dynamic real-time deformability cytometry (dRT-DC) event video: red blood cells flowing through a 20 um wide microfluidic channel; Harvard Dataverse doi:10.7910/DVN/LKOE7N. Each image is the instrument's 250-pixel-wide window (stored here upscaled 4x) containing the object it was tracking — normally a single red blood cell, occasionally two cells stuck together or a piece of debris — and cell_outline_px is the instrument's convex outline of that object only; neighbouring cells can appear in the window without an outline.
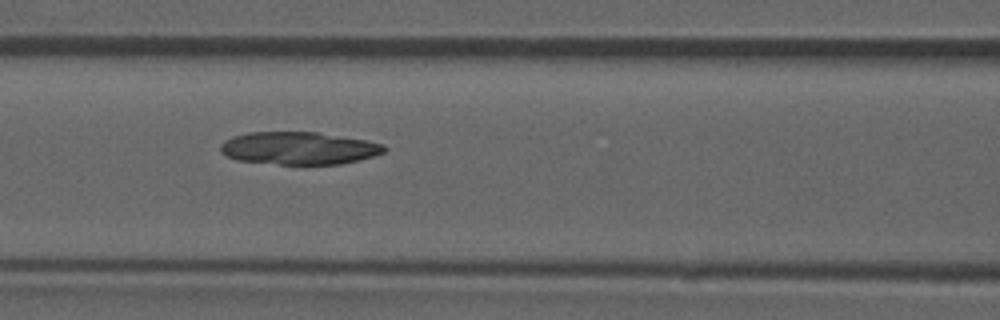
{"species": "common noctule bat (a hibernating species)", "species_latin": "Nyctalus noctula", "temperature_condition": "room temperature", "stored_images_in_passage": 53, "camera_frame_rate_fps": 3000, "um_per_image_px": 0.085, "animal": {"sex": "male", "forearm_length_mm": 52.5}, "frame": {"image": 1, "passage_image": 23, "time_ms": 7.333, "image_size_px": [1000, 320], "cell_outline_px": [[388, 148], [384, 152], [360, 160], [340, 164], [280, 164], [236, 160], [220, 152], [220, 144], [224, 140], [232, 136], [248, 132], [316, 132], [368, 140], [384, 144]], "centroid_in_image_um": [25.4, 12.59], "position_along_channel_um": 141.2, "area_um2": 31.27}}